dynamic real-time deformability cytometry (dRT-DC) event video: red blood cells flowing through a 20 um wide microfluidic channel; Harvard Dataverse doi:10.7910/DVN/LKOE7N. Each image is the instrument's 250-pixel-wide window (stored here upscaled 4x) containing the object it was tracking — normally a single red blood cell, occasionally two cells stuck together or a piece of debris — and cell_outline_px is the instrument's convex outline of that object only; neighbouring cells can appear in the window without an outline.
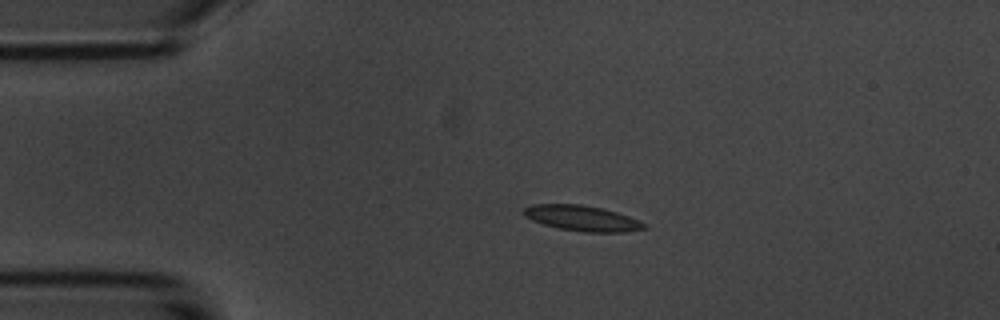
{"species": "common noctule bat (a hibernating species)", "species_latin": "Nyctalus noctula", "temperature_condition": "room temperature", "stored_images_in_passage": 3, "camera_frame_rate_fps": 3000, "um_per_image_px": 0.085, "animal": {"sex": "male", "body_mass_g": 20.1, "forearm_length_mm": 53.5}, "frame": {"image": 1, "passage_image": 1, "time_ms": 0.0, "image_size_px": [1000, 320], "cell_outline_px": [[648, 228], [624, 232], [584, 232], [560, 228], [544, 224], [532, 220], [524, 216], [524, 208], [532, 204], [580, 204], [604, 208], [628, 216], [644, 224]], "centroid_in_image_um": [49.46, 18.54], "position_along_channel_um": 35.5, "area_um2": 17.69}}
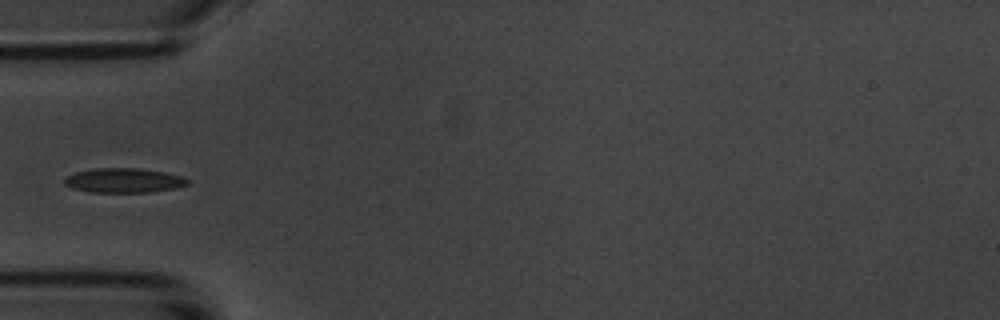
{"frame": {"image": 2, "passage_image": 3, "time_ms": 2.0, "image_size_px": [1000, 320], "cell_outline_px": [[188, 184], [176, 188], [152, 192], [88, 192], [72, 188], [64, 184], [64, 176], [76, 172], [96, 168], [140, 168], [164, 172], [180, 176], [188, 180]], "centroid_in_image_um": [10.48, 15.34], "position_along_channel_um": 74.5, "area_um2": 17.63}}